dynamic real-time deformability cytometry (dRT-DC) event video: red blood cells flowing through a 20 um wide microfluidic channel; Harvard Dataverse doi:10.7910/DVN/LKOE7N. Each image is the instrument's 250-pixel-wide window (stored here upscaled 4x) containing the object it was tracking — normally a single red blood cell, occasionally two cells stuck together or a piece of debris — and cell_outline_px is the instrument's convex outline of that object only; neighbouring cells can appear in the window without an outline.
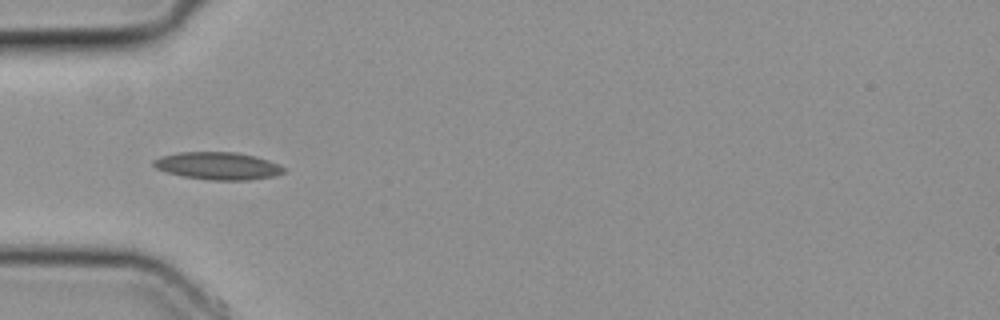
{"species": "common noctule bat (a hibernating species)", "species_latin": "Nyctalus noctula", "temperature_condition": "cold", "stored_images_in_passage": 7, "camera_frame_rate_fps": 3000, "um_per_image_px": 0.085, "animal": {"sex": "female", "body_mass_g": 19.3, "forearm_length_mm": 54.1}, "frame": {"image": 1, "passage_image": 6, "time_ms": 1.667, "image_size_px": [1000, 320], "cell_outline_px": [[284, 172], [276, 176], [248, 180], [208, 180], [184, 176], [168, 172], [156, 168], [152, 164], [152, 160], [160, 156], [176, 152], [236, 152], [256, 156], [280, 164], [284, 168]], "centroid_in_image_um": [18.53, 14.09], "position_along_channel_um": 66.5, "area_um2": 20.98}}